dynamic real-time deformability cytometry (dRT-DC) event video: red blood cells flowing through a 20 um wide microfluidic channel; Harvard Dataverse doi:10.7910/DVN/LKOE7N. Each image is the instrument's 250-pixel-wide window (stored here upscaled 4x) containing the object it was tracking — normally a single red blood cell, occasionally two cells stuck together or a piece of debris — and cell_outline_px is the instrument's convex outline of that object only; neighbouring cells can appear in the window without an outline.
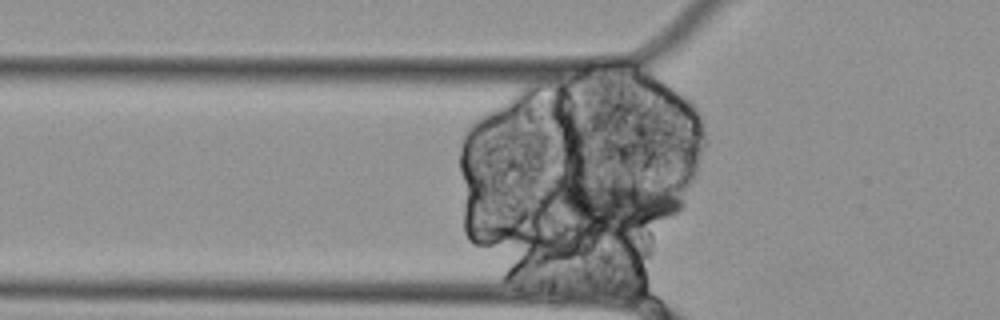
{"species": "Egyptian fruit bat (a non-hibernating species)", "species_latin": "Rousettus aegyptiacus", "temperature_condition": "cold", "stored_images_in_passage": 57, "segment_of_instrument_passage": [1, 2], "camera_frame_rate_fps": 3000, "um_per_image_px": 0.085, "animal": {"sex": "female"}, "frame": {"image": 1, "passage_image": 17, "time_ms": 5.333, "image_size_px": [1000, 320], "cell_outline_px": [[684, 208], [624, 240], [572, 220], [552, 208], [548, 192], [548, 188], [560, 176], [644, 188], [676, 196], [684, 200]], "centroid_in_image_um": [51.99, 17.47], "position_along_channel_um": 73.8, "area_um2": 38.15}}